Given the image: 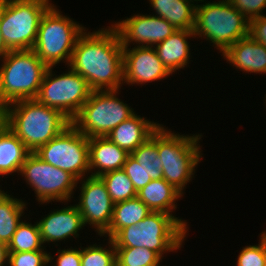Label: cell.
<instances>
[{"instance_id": "1", "label": "cell", "mask_w": 266, "mask_h": 266, "mask_svg": "<svg viewBox=\"0 0 266 266\" xmlns=\"http://www.w3.org/2000/svg\"><path fill=\"white\" fill-rule=\"evenodd\" d=\"M70 67L87 80L93 91L120 90L123 84V46L110 25L85 30L77 39Z\"/></svg>"}, {"instance_id": "2", "label": "cell", "mask_w": 266, "mask_h": 266, "mask_svg": "<svg viewBox=\"0 0 266 266\" xmlns=\"http://www.w3.org/2000/svg\"><path fill=\"white\" fill-rule=\"evenodd\" d=\"M188 226L187 220L176 215L152 211L138 224L121 229L112 241L115 248H147L163 259L164 254L183 247Z\"/></svg>"}, {"instance_id": "3", "label": "cell", "mask_w": 266, "mask_h": 266, "mask_svg": "<svg viewBox=\"0 0 266 266\" xmlns=\"http://www.w3.org/2000/svg\"><path fill=\"white\" fill-rule=\"evenodd\" d=\"M5 111L6 126L30 152H35L71 125V120L61 111L36 99L13 102L5 107Z\"/></svg>"}, {"instance_id": "4", "label": "cell", "mask_w": 266, "mask_h": 266, "mask_svg": "<svg viewBox=\"0 0 266 266\" xmlns=\"http://www.w3.org/2000/svg\"><path fill=\"white\" fill-rule=\"evenodd\" d=\"M201 136L202 133L176 134L162 124L157 128V150L163 178L183 196L186 186L194 178L197 165L203 159L199 144Z\"/></svg>"}, {"instance_id": "5", "label": "cell", "mask_w": 266, "mask_h": 266, "mask_svg": "<svg viewBox=\"0 0 266 266\" xmlns=\"http://www.w3.org/2000/svg\"><path fill=\"white\" fill-rule=\"evenodd\" d=\"M193 32L223 53L249 35V20L229 0L204 1L196 6Z\"/></svg>"}, {"instance_id": "6", "label": "cell", "mask_w": 266, "mask_h": 266, "mask_svg": "<svg viewBox=\"0 0 266 266\" xmlns=\"http://www.w3.org/2000/svg\"><path fill=\"white\" fill-rule=\"evenodd\" d=\"M0 65V105L35 99L48 66L31 50H10Z\"/></svg>"}, {"instance_id": "7", "label": "cell", "mask_w": 266, "mask_h": 266, "mask_svg": "<svg viewBox=\"0 0 266 266\" xmlns=\"http://www.w3.org/2000/svg\"><path fill=\"white\" fill-rule=\"evenodd\" d=\"M86 27L52 5L43 15L33 51L48 66L69 65L78 37Z\"/></svg>"}, {"instance_id": "8", "label": "cell", "mask_w": 266, "mask_h": 266, "mask_svg": "<svg viewBox=\"0 0 266 266\" xmlns=\"http://www.w3.org/2000/svg\"><path fill=\"white\" fill-rule=\"evenodd\" d=\"M51 0H2L0 30L10 50L33 49L40 21Z\"/></svg>"}, {"instance_id": "9", "label": "cell", "mask_w": 266, "mask_h": 266, "mask_svg": "<svg viewBox=\"0 0 266 266\" xmlns=\"http://www.w3.org/2000/svg\"><path fill=\"white\" fill-rule=\"evenodd\" d=\"M119 93V90L92 91L71 124L88 138L106 137L136 113L117 97Z\"/></svg>"}, {"instance_id": "10", "label": "cell", "mask_w": 266, "mask_h": 266, "mask_svg": "<svg viewBox=\"0 0 266 266\" xmlns=\"http://www.w3.org/2000/svg\"><path fill=\"white\" fill-rule=\"evenodd\" d=\"M53 67L46 70L37 97L39 103L58 109L72 120L92 93L86 79L70 67L56 75Z\"/></svg>"}, {"instance_id": "11", "label": "cell", "mask_w": 266, "mask_h": 266, "mask_svg": "<svg viewBox=\"0 0 266 266\" xmlns=\"http://www.w3.org/2000/svg\"><path fill=\"white\" fill-rule=\"evenodd\" d=\"M19 174L33 189L38 204L69 202L77 189L78 180L72 174L46 163L34 152L26 157Z\"/></svg>"}, {"instance_id": "12", "label": "cell", "mask_w": 266, "mask_h": 266, "mask_svg": "<svg viewBox=\"0 0 266 266\" xmlns=\"http://www.w3.org/2000/svg\"><path fill=\"white\" fill-rule=\"evenodd\" d=\"M88 140V137L71 124L34 153L46 163L67 171L77 180H81L90 175Z\"/></svg>"}, {"instance_id": "13", "label": "cell", "mask_w": 266, "mask_h": 266, "mask_svg": "<svg viewBox=\"0 0 266 266\" xmlns=\"http://www.w3.org/2000/svg\"><path fill=\"white\" fill-rule=\"evenodd\" d=\"M80 188L79 202L75 204L81 213L84 226L90 225L97 235L102 236L109 228L114 203L99 176H87L77 181Z\"/></svg>"}, {"instance_id": "14", "label": "cell", "mask_w": 266, "mask_h": 266, "mask_svg": "<svg viewBox=\"0 0 266 266\" xmlns=\"http://www.w3.org/2000/svg\"><path fill=\"white\" fill-rule=\"evenodd\" d=\"M119 34L123 47H154L166 40L176 29L164 18L152 14H133L111 24Z\"/></svg>"}, {"instance_id": "15", "label": "cell", "mask_w": 266, "mask_h": 266, "mask_svg": "<svg viewBox=\"0 0 266 266\" xmlns=\"http://www.w3.org/2000/svg\"><path fill=\"white\" fill-rule=\"evenodd\" d=\"M170 75L154 47H123V84L139 86Z\"/></svg>"}, {"instance_id": "16", "label": "cell", "mask_w": 266, "mask_h": 266, "mask_svg": "<svg viewBox=\"0 0 266 266\" xmlns=\"http://www.w3.org/2000/svg\"><path fill=\"white\" fill-rule=\"evenodd\" d=\"M54 209L49 214L37 220L43 245L50 242L66 241L69 238H79V231L84 227L81 213L76 205Z\"/></svg>"}, {"instance_id": "17", "label": "cell", "mask_w": 266, "mask_h": 266, "mask_svg": "<svg viewBox=\"0 0 266 266\" xmlns=\"http://www.w3.org/2000/svg\"><path fill=\"white\" fill-rule=\"evenodd\" d=\"M221 56L244 73L266 74V46L249 35L228 47Z\"/></svg>"}, {"instance_id": "18", "label": "cell", "mask_w": 266, "mask_h": 266, "mask_svg": "<svg viewBox=\"0 0 266 266\" xmlns=\"http://www.w3.org/2000/svg\"><path fill=\"white\" fill-rule=\"evenodd\" d=\"M89 146V170L91 176H101L105 173L123 169L130 155L107 137H91Z\"/></svg>"}, {"instance_id": "19", "label": "cell", "mask_w": 266, "mask_h": 266, "mask_svg": "<svg viewBox=\"0 0 266 266\" xmlns=\"http://www.w3.org/2000/svg\"><path fill=\"white\" fill-rule=\"evenodd\" d=\"M160 126L159 123L137 115L123 121L106 137L131 154Z\"/></svg>"}, {"instance_id": "20", "label": "cell", "mask_w": 266, "mask_h": 266, "mask_svg": "<svg viewBox=\"0 0 266 266\" xmlns=\"http://www.w3.org/2000/svg\"><path fill=\"white\" fill-rule=\"evenodd\" d=\"M191 37L196 38L193 30H176L166 40L154 46L157 56L172 75L177 70L188 67L191 61L188 38Z\"/></svg>"}, {"instance_id": "21", "label": "cell", "mask_w": 266, "mask_h": 266, "mask_svg": "<svg viewBox=\"0 0 266 266\" xmlns=\"http://www.w3.org/2000/svg\"><path fill=\"white\" fill-rule=\"evenodd\" d=\"M182 196L164 178L151 180L145 187L137 191V197L152 211H161L171 215L177 209V202L182 199Z\"/></svg>"}, {"instance_id": "22", "label": "cell", "mask_w": 266, "mask_h": 266, "mask_svg": "<svg viewBox=\"0 0 266 266\" xmlns=\"http://www.w3.org/2000/svg\"><path fill=\"white\" fill-rule=\"evenodd\" d=\"M153 15L164 18L176 30H193L196 5L188 0H148Z\"/></svg>"}, {"instance_id": "23", "label": "cell", "mask_w": 266, "mask_h": 266, "mask_svg": "<svg viewBox=\"0 0 266 266\" xmlns=\"http://www.w3.org/2000/svg\"><path fill=\"white\" fill-rule=\"evenodd\" d=\"M29 153L24 143L5 126L0 132V178L16 172L19 175Z\"/></svg>"}, {"instance_id": "24", "label": "cell", "mask_w": 266, "mask_h": 266, "mask_svg": "<svg viewBox=\"0 0 266 266\" xmlns=\"http://www.w3.org/2000/svg\"><path fill=\"white\" fill-rule=\"evenodd\" d=\"M152 210L138 197L114 204L113 217L108 230L100 237L113 238L121 229L138 224Z\"/></svg>"}, {"instance_id": "25", "label": "cell", "mask_w": 266, "mask_h": 266, "mask_svg": "<svg viewBox=\"0 0 266 266\" xmlns=\"http://www.w3.org/2000/svg\"><path fill=\"white\" fill-rule=\"evenodd\" d=\"M0 188V239L8 245L17 226L22 222L28 203L9 195ZM23 214V215H22Z\"/></svg>"}, {"instance_id": "26", "label": "cell", "mask_w": 266, "mask_h": 266, "mask_svg": "<svg viewBox=\"0 0 266 266\" xmlns=\"http://www.w3.org/2000/svg\"><path fill=\"white\" fill-rule=\"evenodd\" d=\"M152 180L163 178L162 162L157 150V129L131 154Z\"/></svg>"}, {"instance_id": "27", "label": "cell", "mask_w": 266, "mask_h": 266, "mask_svg": "<svg viewBox=\"0 0 266 266\" xmlns=\"http://www.w3.org/2000/svg\"><path fill=\"white\" fill-rule=\"evenodd\" d=\"M44 247L37 222H22L17 226L11 241L8 243V253L42 250Z\"/></svg>"}, {"instance_id": "28", "label": "cell", "mask_w": 266, "mask_h": 266, "mask_svg": "<svg viewBox=\"0 0 266 266\" xmlns=\"http://www.w3.org/2000/svg\"><path fill=\"white\" fill-rule=\"evenodd\" d=\"M99 177L103 180L114 204L137 197V192L123 169L111 171Z\"/></svg>"}, {"instance_id": "29", "label": "cell", "mask_w": 266, "mask_h": 266, "mask_svg": "<svg viewBox=\"0 0 266 266\" xmlns=\"http://www.w3.org/2000/svg\"><path fill=\"white\" fill-rule=\"evenodd\" d=\"M160 262L162 258L147 248H116V266H161Z\"/></svg>"}, {"instance_id": "30", "label": "cell", "mask_w": 266, "mask_h": 266, "mask_svg": "<svg viewBox=\"0 0 266 266\" xmlns=\"http://www.w3.org/2000/svg\"><path fill=\"white\" fill-rule=\"evenodd\" d=\"M105 247L102 244L81 246V266H116V248L111 238L107 239Z\"/></svg>"}, {"instance_id": "31", "label": "cell", "mask_w": 266, "mask_h": 266, "mask_svg": "<svg viewBox=\"0 0 266 266\" xmlns=\"http://www.w3.org/2000/svg\"><path fill=\"white\" fill-rule=\"evenodd\" d=\"M258 241L257 245H247L240 250L236 266H266V230Z\"/></svg>"}, {"instance_id": "32", "label": "cell", "mask_w": 266, "mask_h": 266, "mask_svg": "<svg viewBox=\"0 0 266 266\" xmlns=\"http://www.w3.org/2000/svg\"><path fill=\"white\" fill-rule=\"evenodd\" d=\"M49 253L44 247L42 250L8 253L7 266H48Z\"/></svg>"}, {"instance_id": "33", "label": "cell", "mask_w": 266, "mask_h": 266, "mask_svg": "<svg viewBox=\"0 0 266 266\" xmlns=\"http://www.w3.org/2000/svg\"><path fill=\"white\" fill-rule=\"evenodd\" d=\"M123 170L132 182L136 192L145 187L152 180L144 168L139 165L137 160L131 155L128 156Z\"/></svg>"}, {"instance_id": "34", "label": "cell", "mask_w": 266, "mask_h": 266, "mask_svg": "<svg viewBox=\"0 0 266 266\" xmlns=\"http://www.w3.org/2000/svg\"><path fill=\"white\" fill-rule=\"evenodd\" d=\"M229 2L248 20L264 15L262 11L266 9V0H229Z\"/></svg>"}, {"instance_id": "35", "label": "cell", "mask_w": 266, "mask_h": 266, "mask_svg": "<svg viewBox=\"0 0 266 266\" xmlns=\"http://www.w3.org/2000/svg\"><path fill=\"white\" fill-rule=\"evenodd\" d=\"M49 252V266H81V246L79 248H73L72 246L68 249H58L55 258V262L53 257ZM53 264V265H52Z\"/></svg>"}, {"instance_id": "36", "label": "cell", "mask_w": 266, "mask_h": 266, "mask_svg": "<svg viewBox=\"0 0 266 266\" xmlns=\"http://www.w3.org/2000/svg\"><path fill=\"white\" fill-rule=\"evenodd\" d=\"M249 36L266 46V15L249 20Z\"/></svg>"}, {"instance_id": "37", "label": "cell", "mask_w": 266, "mask_h": 266, "mask_svg": "<svg viewBox=\"0 0 266 266\" xmlns=\"http://www.w3.org/2000/svg\"><path fill=\"white\" fill-rule=\"evenodd\" d=\"M8 264V248L0 247V266Z\"/></svg>"}, {"instance_id": "38", "label": "cell", "mask_w": 266, "mask_h": 266, "mask_svg": "<svg viewBox=\"0 0 266 266\" xmlns=\"http://www.w3.org/2000/svg\"><path fill=\"white\" fill-rule=\"evenodd\" d=\"M9 51L10 49L6 46L0 30V60H2Z\"/></svg>"}, {"instance_id": "39", "label": "cell", "mask_w": 266, "mask_h": 266, "mask_svg": "<svg viewBox=\"0 0 266 266\" xmlns=\"http://www.w3.org/2000/svg\"><path fill=\"white\" fill-rule=\"evenodd\" d=\"M6 126V111L5 107L0 105V132Z\"/></svg>"}, {"instance_id": "40", "label": "cell", "mask_w": 266, "mask_h": 266, "mask_svg": "<svg viewBox=\"0 0 266 266\" xmlns=\"http://www.w3.org/2000/svg\"><path fill=\"white\" fill-rule=\"evenodd\" d=\"M188 1H190V2H192L194 5L198 6V3H199V2L202 3V2H204V1H206V0H188ZM195 2H196V4H195Z\"/></svg>"}, {"instance_id": "41", "label": "cell", "mask_w": 266, "mask_h": 266, "mask_svg": "<svg viewBox=\"0 0 266 266\" xmlns=\"http://www.w3.org/2000/svg\"><path fill=\"white\" fill-rule=\"evenodd\" d=\"M0 247H7V245L4 244V243L1 241V239H0Z\"/></svg>"}]
</instances>
